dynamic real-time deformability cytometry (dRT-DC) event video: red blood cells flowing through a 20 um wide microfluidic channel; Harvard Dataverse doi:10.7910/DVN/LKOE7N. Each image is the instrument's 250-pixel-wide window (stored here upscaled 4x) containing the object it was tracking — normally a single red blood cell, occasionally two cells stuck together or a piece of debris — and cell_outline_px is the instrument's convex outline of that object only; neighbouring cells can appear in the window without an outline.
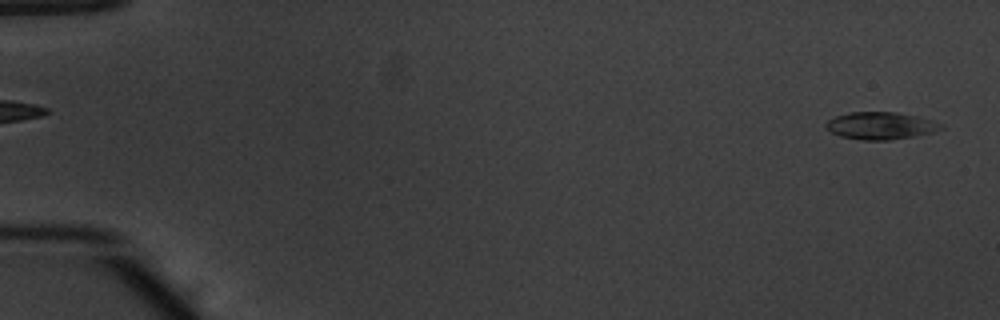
{"species": "common noctule bat (a hibernating species)", "species_latin": "Nyctalus noctula", "temperature_condition": "warm", "stored_images_in_passage": 53, "camera_frame_rate_fps": 3000, "um_per_image_px": 0.085, "animal": {"sex": "male", "body_mass_g": 20.1, "forearm_length_mm": 53.5}, "frame": {"image": 1, "passage_image": 2, "time_ms": 0.333, "image_size_px": [1000, 320], "cell_outline_px": [[944, 128], [932, 132], [912, 136], [888, 140], [860, 140], [840, 136], [824, 128], [824, 124], [828, 120], [836, 116], [848, 112], [896, 112], [916, 116], [944, 124]], "centroid_in_image_um": [74.81, 10.68], "position_along_channel_um": 10.2, "area_um2": 18.26}}
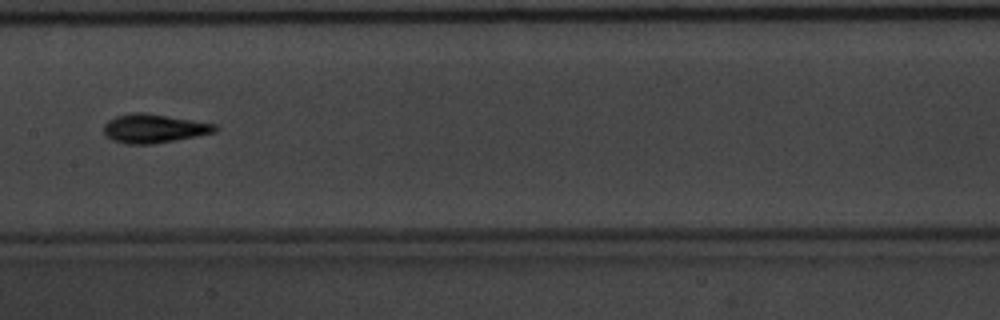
{"frame": {"image": 2, "passage_image": 28, "time_ms": 9.0, "image_size_px": [1000, 320], "cell_outline_px": [[220, 128], [216, 132], [196, 136], [152, 144], [128, 144], [112, 140], [104, 136], [104, 124], [108, 120], [116, 116], [132, 112], [144, 112], [216, 124]], "centroid_in_image_um": [13.06, 10.92], "position_along_channel_um": 194.3, "area_um2": 18.73}}
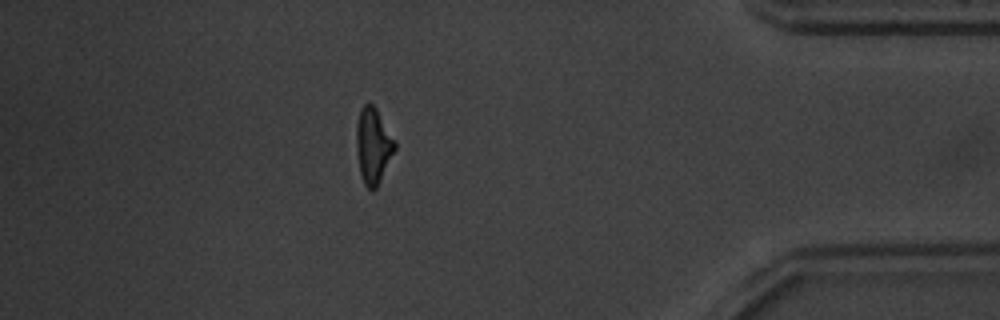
{"frame": {"image": 3, "passage_image": 47, "time_ms": 15.333, "image_size_px": [1000, 320], "cell_outline_px": [[396, 148], [376, 188], [368, 188], [364, 184], [360, 176], [356, 148], [356, 124], [360, 108], [364, 104], [372, 104], [376, 108], [396, 140]], "centroid_in_image_um": [31.71, 12.35], "position_along_channel_um": 403.5, "area_um2": 16.99}, "authors_computed_cell_mechanics": {"area_um2": 17.2244, "velocity_mm_per_s": 3.8742, "shape_relaxation_time_tau1_ms": 2.7279, "shape_relaxation_time_tau2_ms": 2.6506, "deformation_change_tau1": 0.1701, "deformation_change_tau2": 0.1073}}